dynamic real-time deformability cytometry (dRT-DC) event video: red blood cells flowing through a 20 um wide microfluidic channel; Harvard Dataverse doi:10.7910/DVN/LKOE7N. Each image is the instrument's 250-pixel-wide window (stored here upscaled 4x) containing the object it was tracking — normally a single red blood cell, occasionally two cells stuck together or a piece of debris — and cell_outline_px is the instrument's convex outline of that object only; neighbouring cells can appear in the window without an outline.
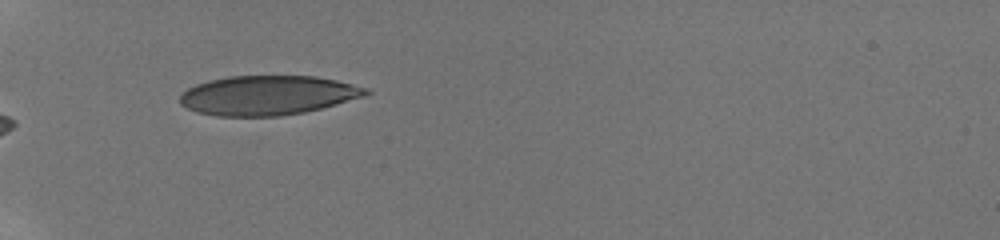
{"species": "human", "species_latin": "Homo sapiens", "temperature_condition": "room temperature", "stored_images_in_passage": 4, "camera_frame_rate_fps": 3000, "um_per_image_px": 0.085, "donor": {"sex": "male"}, "frame": {"image": 1, "passage_image": 1, "time_ms": 0.0, "image_size_px": [1000, 240], "cell_outline_px": [[372, 92], [364, 96], [336, 104], [304, 112], [280, 116], [216, 116], [196, 112], [180, 104], [180, 96], [188, 88], [196, 84], [208, 80], [228, 76], [316, 76], [336, 80], [368, 88]], "centroid_in_image_um": [22.75, 8.1], "position_along_channel_um": 62.3, "area_um2": 42.71}}